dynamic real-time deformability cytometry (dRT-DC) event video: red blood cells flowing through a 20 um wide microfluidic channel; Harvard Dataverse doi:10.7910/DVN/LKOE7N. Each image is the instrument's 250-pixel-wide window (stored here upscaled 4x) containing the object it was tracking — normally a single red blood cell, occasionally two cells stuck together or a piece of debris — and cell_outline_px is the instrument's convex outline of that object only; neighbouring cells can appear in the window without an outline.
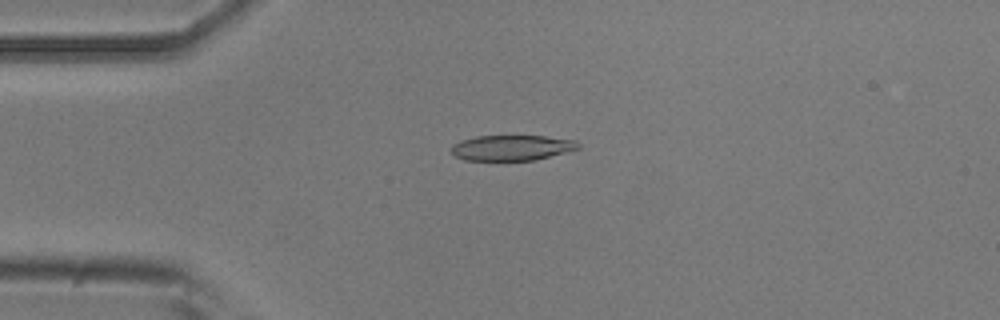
{"species": "common noctule bat (a hibernating species)", "species_latin": "Nyctalus noctula", "temperature_condition": "room temperature", "stored_images_in_passage": 40, "camera_frame_rate_fps": 3000, "um_per_image_px": 0.085, "animal": {"sex": "male", "body_mass_g": 20.5, "forearm_length_mm": 52.5}, "frame": {"image": 1, "passage_image": 1, "time_ms": 0.0, "image_size_px": [1000, 320], "cell_outline_px": [[580, 148], [536, 160], [464, 160], [456, 156], [452, 152], [452, 144], [460, 140], [476, 136], [544, 136], [576, 140], [580, 144]], "centroid_in_image_um": [43.51, 12.55], "position_along_channel_um": 41.5, "area_um2": 18.79}}
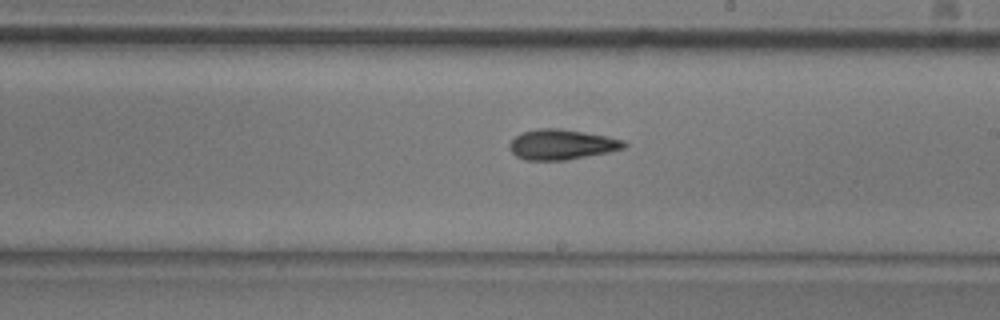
{"frame": {"image": 2, "passage_image": 18, "time_ms": 5.667, "image_size_px": [1000, 320], "cell_outline_px": [[628, 144], [624, 148], [608, 152], [564, 160], [524, 160], [516, 156], [508, 148], [508, 144], [520, 132], [540, 128], [560, 128], [608, 136], [624, 140]], "centroid_in_image_um": [47.72, 12.27], "position_along_channel_um": 241.3, "area_um2": 20.23}}
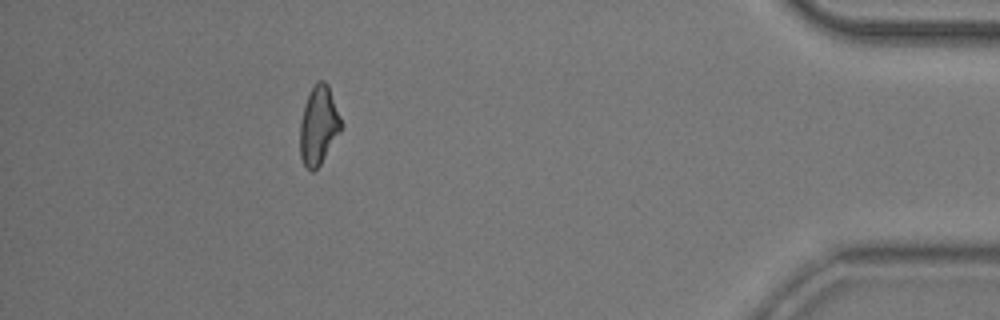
{"frame": {"image": 3, "passage_image": 35, "time_ms": 11.333, "image_size_px": [1000, 320], "cell_outline_px": [[344, 124], [340, 132], [320, 164], [312, 172], [304, 164], [300, 156], [300, 124], [304, 104], [316, 80], [324, 80], [328, 84]], "centroid_in_image_um": [27.1, 10.62], "position_along_channel_um": 408.1, "area_um2": 18.84}, "authors_computed_cell_mechanics": {"area_um2": 19.3052, "velocity_mm_per_s": 3.9054, "shape_relaxation_time_tau1_ms": 8.4162, "shape_relaxation_time_tau2_ms": 2.658, "deformation_change_tau1": 0.2068, "deformation_change_tau2": 0.1044}}